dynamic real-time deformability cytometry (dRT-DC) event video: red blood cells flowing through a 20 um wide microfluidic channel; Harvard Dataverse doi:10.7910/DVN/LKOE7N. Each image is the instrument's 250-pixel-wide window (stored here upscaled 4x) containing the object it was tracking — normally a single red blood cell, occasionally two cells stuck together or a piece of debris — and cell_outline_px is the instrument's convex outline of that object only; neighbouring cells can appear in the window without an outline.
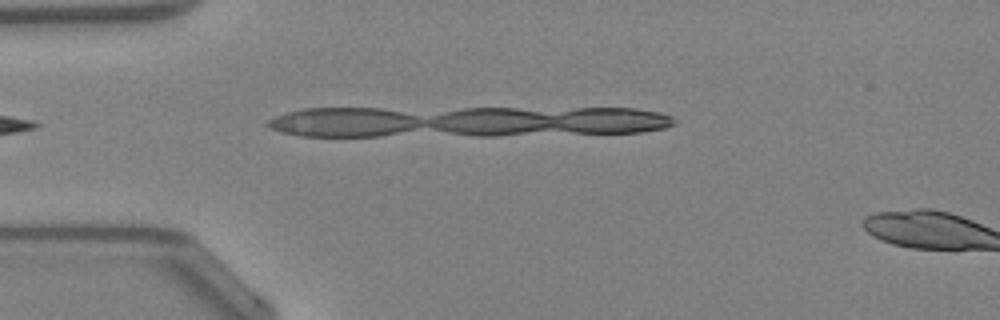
{"species": "Egyptian fruit bat (a non-hibernating species)", "species_latin": "Rousettus aegyptiacus", "temperature_condition": "warm", "stored_images_in_passage": 2, "camera_frame_rate_fps": 3000, "um_per_image_px": 0.085, "animal": {"sex": "female"}, "frame": {"image": 1, "passage_image": 1, "time_ms": 0.0, "image_size_px": [1000, 320], "cell_outline_px": [[668, 124], [660, 128], [632, 132], [460, 132], [440, 128], [432, 124], [456, 112], [476, 108], [624, 108], [648, 112], [668, 116]], "centroid_in_image_um": [46.93, 10.23], "position_along_channel_um": 38.1, "area_um2": 36.3}}